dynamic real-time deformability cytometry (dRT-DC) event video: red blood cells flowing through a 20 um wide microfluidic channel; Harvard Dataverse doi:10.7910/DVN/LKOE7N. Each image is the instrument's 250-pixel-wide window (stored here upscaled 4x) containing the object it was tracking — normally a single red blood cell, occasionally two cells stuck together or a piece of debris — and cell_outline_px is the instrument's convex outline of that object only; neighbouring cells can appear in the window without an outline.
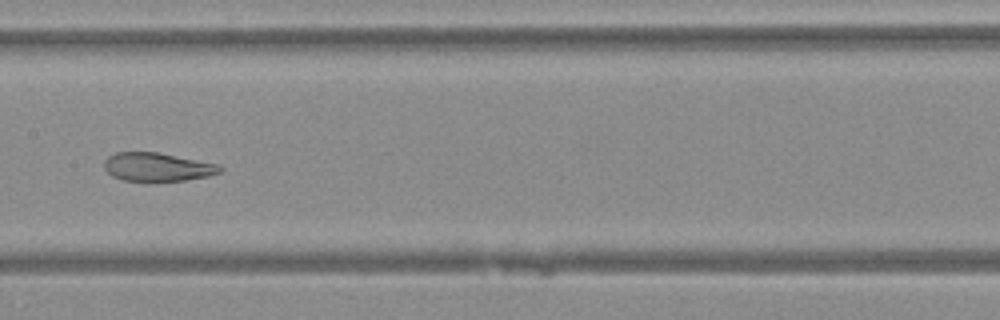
{"species": "Egyptian fruit bat (a non-hibernating species)", "species_latin": "Rousettus aegyptiacus", "temperature_condition": "warm", "stored_images_in_passage": 48, "segment_of_instrument_passage": [1, 2], "camera_frame_rate_fps": 3000, "um_per_image_px": 0.085, "animal": {"sex": "female"}, "frame": {"image": 1, "passage_image": 23, "time_ms": 7.333, "image_size_px": [1000, 320], "cell_outline_px": [[224, 168], [220, 172], [208, 176], [184, 180], [148, 184], [124, 180], [112, 176], [104, 168], [104, 160], [108, 156], [116, 152], [156, 152], [216, 164]], "centroid_in_image_um": [13.32, 14.24], "position_along_channel_um": 194.1, "area_um2": 19.65}}
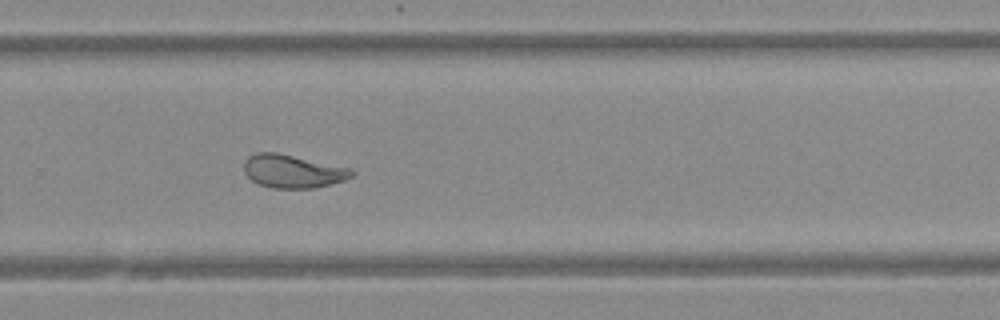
{"frame": {"image": 2, "passage_image": 31, "time_ms": 10.0, "image_size_px": [1000, 320], "cell_outline_px": [[356, 172], [352, 176], [344, 180], [332, 184], [316, 188], [272, 188], [256, 184], [244, 172], [244, 160], [248, 156], [256, 152], [276, 152], [352, 168]], "centroid_in_image_um": [24.88, 14.56], "position_along_channel_um": 304.9, "area_um2": 21.1}}
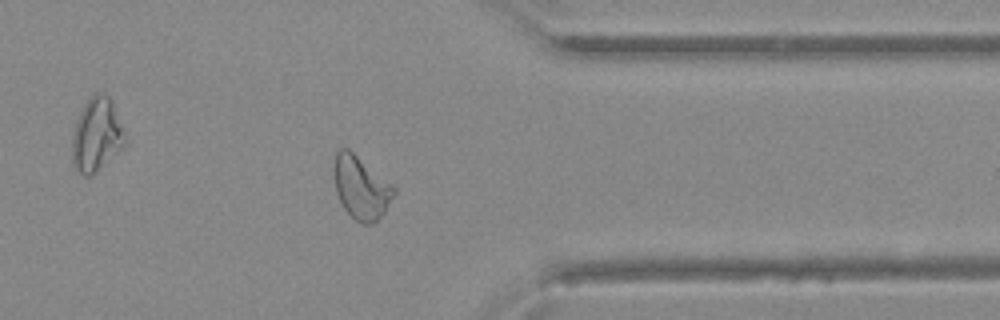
{"frame": {"image": 3, "passage_image": 37, "time_ms": 12.0, "image_size_px": [1000, 320], "cell_outline_px": [[396, 192], [384, 212], [372, 224], [360, 224], [344, 208], [336, 192], [332, 172], [332, 164], [336, 152], [340, 148], [348, 148], [392, 184], [396, 188]], "centroid_in_image_um": [30.65, 15.92], "position_along_channel_um": 380.7, "area_um2": 22.02}}